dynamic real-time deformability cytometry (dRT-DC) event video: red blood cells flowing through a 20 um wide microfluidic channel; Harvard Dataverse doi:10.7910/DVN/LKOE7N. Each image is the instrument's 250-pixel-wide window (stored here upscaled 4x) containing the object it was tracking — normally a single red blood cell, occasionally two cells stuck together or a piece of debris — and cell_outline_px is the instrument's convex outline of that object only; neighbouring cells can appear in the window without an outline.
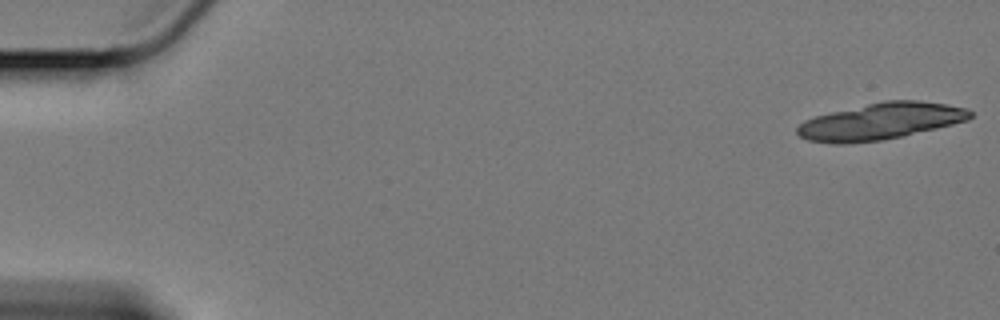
{"species": "Egyptian fruit bat (a non-hibernating species)", "species_latin": "Rousettus aegyptiacus", "temperature_condition": "cold", "stored_images_in_passage": 7, "camera_frame_rate_fps": 3000, "um_per_image_px": 0.085, "animal": {"sex": "female"}, "frame": {"image": 1, "passage_image": 1, "time_ms": 0.0, "image_size_px": [1000, 320], "cell_outline_px": [[972, 116], [968, 120], [936, 128], [900, 136], [880, 140], [844, 144], [836, 144], [808, 140], [800, 136], [796, 132], [796, 128], [804, 120], [816, 116], [832, 112], [884, 100], [920, 100], [968, 108], [972, 112]], "centroid_in_image_um": [74.85, 10.31], "position_along_channel_um": 10.2, "area_um2": 36.53}}